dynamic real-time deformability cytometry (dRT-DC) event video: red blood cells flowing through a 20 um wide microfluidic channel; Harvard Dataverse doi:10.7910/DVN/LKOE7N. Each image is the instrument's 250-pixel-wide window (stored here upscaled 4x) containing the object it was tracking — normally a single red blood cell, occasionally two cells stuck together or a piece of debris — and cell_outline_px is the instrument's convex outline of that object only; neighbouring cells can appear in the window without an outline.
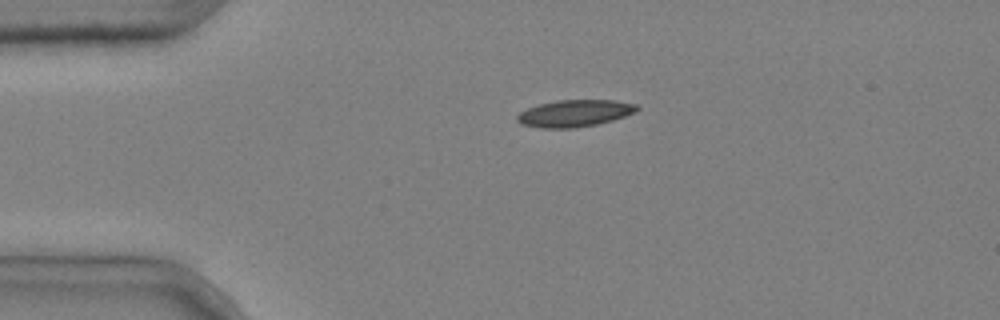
{"species": "common noctule bat (a hibernating species)", "species_latin": "Nyctalus noctula", "temperature_condition": "cold", "stored_images_in_passage": 7, "camera_frame_rate_fps": 3000, "um_per_image_px": 0.085, "animal": {"sex": "male", "body_mass_g": 20.4}, "frame": {"image": 1, "passage_image": 7, "time_ms": 2.0, "image_size_px": [1000, 320], "cell_outline_px": [[640, 108], [636, 112], [612, 120], [596, 124], [576, 128], [540, 128], [520, 124], [516, 120], [516, 116], [520, 112], [528, 108], [540, 104], [556, 100], [616, 100], [636, 104]], "centroid_in_image_um": [48.84, 9.63], "position_along_channel_um": 36.2, "area_um2": 18.84}}